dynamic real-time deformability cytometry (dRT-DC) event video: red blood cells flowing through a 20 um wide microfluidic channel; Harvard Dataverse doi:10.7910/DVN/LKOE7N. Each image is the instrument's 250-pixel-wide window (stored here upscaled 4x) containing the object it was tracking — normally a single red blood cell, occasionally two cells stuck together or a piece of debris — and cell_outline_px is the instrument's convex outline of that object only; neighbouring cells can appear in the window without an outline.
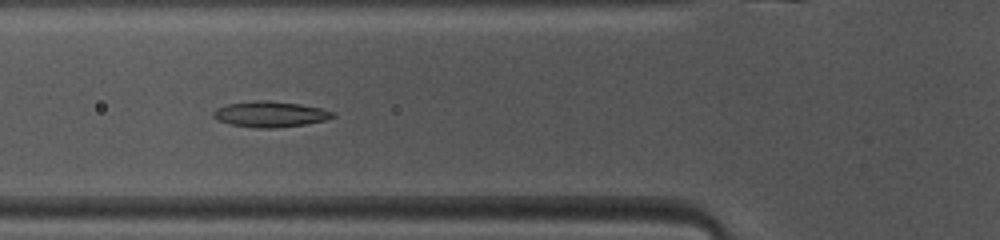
{"species": "common noctule bat (a hibernating species)", "species_latin": "Nyctalus noctula", "temperature_condition": "warm", "stored_images_in_passage": 39, "camera_frame_rate_fps": 3000, "um_per_image_px": 0.085, "animal": {"sex": "female", "body_mass_g": 10.0, "forearm_length_mm": 53.1}, "frame": {"image": 1, "passage_image": 7, "time_ms": 2.0, "image_size_px": [1000, 240], "cell_outline_px": [[336, 116], [324, 120], [304, 124], [276, 128], [260, 128], [228, 124], [216, 120], [212, 116], [212, 112], [216, 108], [228, 104], [256, 100], [264, 100], [300, 104], [320, 108], [332, 112]], "centroid_in_image_um": [22.9, 9.71], "position_along_channel_um": 102.9, "area_um2": 17.8}}
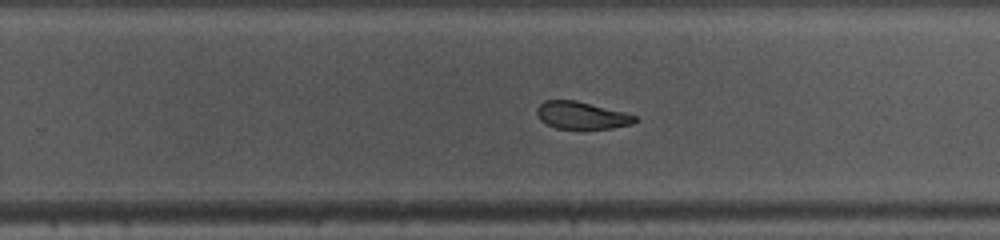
{"frame": {"image": 2, "passage_image": 20, "time_ms": 6.333, "image_size_px": [1000, 240], "cell_outline_px": [[640, 120], [632, 124], [612, 128], [556, 128], [540, 120], [536, 112], [536, 108], [544, 100], [576, 100], [624, 112], [636, 116]], "centroid_in_image_um": [49.44, 9.79], "position_along_channel_um": 280.4, "area_um2": 15.55}}
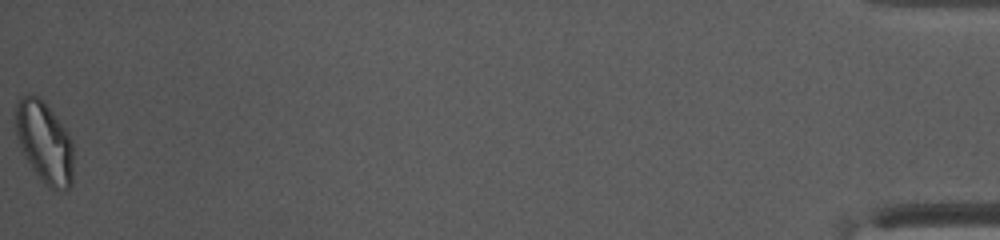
{"frame": {"image": 3, "passage_image": 39, "time_ms": 12.667, "image_size_px": [1000, 240], "cell_outline_px": [[72, 184], [68, 188], [48, 188], [36, 172], [28, 160], [16, 136], [12, 116], [16, 104], [28, 92], [40, 96], [44, 100], [68, 132], [72, 140]], "centroid_in_image_um": [3.75, 11.99], "position_along_channel_um": 431.5, "area_um2": 27.51}, "authors_computed_cell_mechanics": {"area_um2": 17.8024, "velocity_mm_per_s": 4.0954, "shape_relaxation_time_tau1_ms": 3.1577, "shape_relaxation_time_tau2_ms": 1.862, "deformation_change_tau1": 0.1321, "deformation_change_tau2": 0.085}}